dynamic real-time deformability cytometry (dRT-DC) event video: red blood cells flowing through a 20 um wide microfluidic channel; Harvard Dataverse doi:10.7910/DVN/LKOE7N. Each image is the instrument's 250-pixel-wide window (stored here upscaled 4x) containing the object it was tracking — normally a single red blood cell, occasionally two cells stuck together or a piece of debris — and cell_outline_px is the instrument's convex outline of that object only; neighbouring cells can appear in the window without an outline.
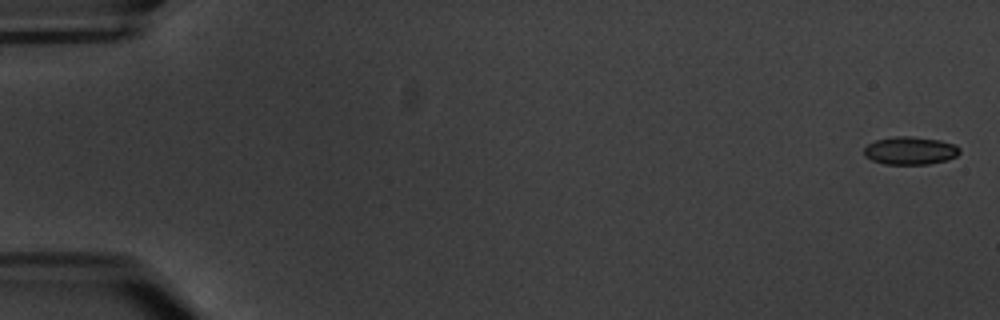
{"species": "common noctule bat (a hibernating species)", "species_latin": "Nyctalus noctula", "temperature_condition": "warm", "stored_images_in_passage": 6, "camera_frame_rate_fps": 3000, "um_per_image_px": 0.085, "animal": {"sex": "male", "body_mass_g": 20.1, "forearm_length_mm": 53.5}, "frame": {"image": 1, "passage_image": 1, "time_ms": 0.0, "image_size_px": [1000, 320], "cell_outline_px": [[960, 152], [956, 156], [948, 160], [928, 164], [884, 164], [872, 160], [864, 156], [864, 148], [868, 144], [876, 140], [896, 136], [908, 136], [940, 140], [956, 144], [960, 148]], "centroid_in_image_um": [77.38, 12.8], "position_along_channel_um": 7.6, "area_um2": 15.61}}